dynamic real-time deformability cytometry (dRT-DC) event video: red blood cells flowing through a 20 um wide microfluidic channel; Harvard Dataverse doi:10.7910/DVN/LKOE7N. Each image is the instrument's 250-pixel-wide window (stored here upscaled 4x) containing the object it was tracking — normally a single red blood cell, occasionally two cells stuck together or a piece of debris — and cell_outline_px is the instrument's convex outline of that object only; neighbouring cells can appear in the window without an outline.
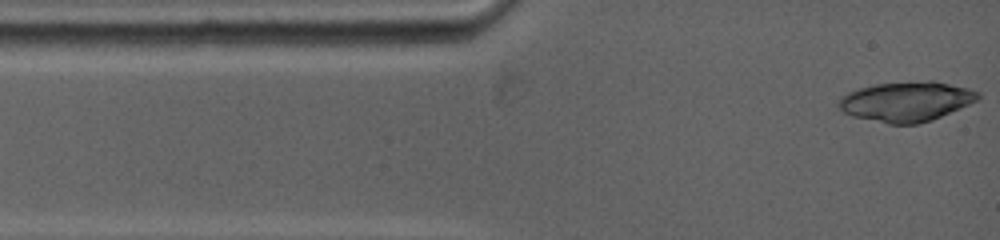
{"species": "common noctule bat (a hibernating species)", "species_latin": "Nyctalus noctula", "temperature_condition": "warm", "stored_images_in_passage": 4, "camera_frame_rate_fps": 5000, "um_per_image_px": 0.085, "animal": {"sex": "female", "body_mass_g": 19.0, "forearm_length_mm": 53.3}, "frame": {"image": 1, "passage_image": 1, "time_ms": 0.0, "image_size_px": [1000, 240], "cell_outline_px": [[980, 96], [976, 100], [960, 108], [932, 120], [916, 124], [888, 124], [852, 116], [844, 112], [840, 108], [840, 96], [848, 92], [860, 88], [876, 84], [928, 80], [932, 80], [968, 88], [980, 92]], "centroid_in_image_um": [77.04, 8.62], "position_along_channel_um": 8.0, "area_um2": 32.14}}